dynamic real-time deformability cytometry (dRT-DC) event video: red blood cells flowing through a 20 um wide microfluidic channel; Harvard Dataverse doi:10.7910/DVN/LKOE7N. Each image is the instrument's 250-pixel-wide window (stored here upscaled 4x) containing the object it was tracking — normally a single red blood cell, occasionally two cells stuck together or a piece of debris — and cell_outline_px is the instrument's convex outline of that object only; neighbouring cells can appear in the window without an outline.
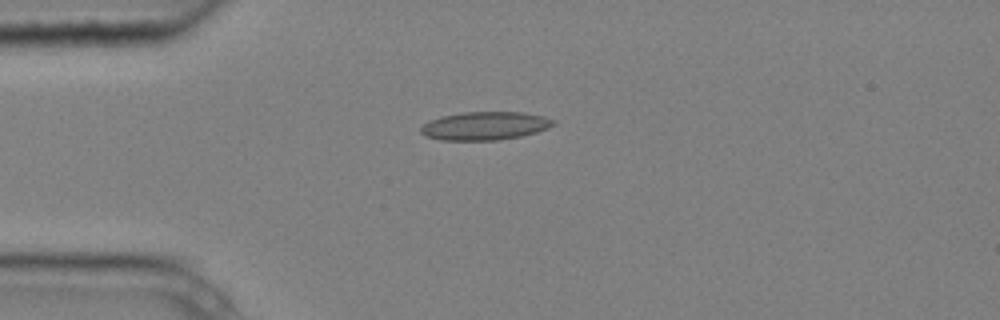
{"species": "common noctule bat (a hibernating species)", "species_latin": "Nyctalus noctula", "temperature_condition": "cold", "stored_images_in_passage": 3, "camera_frame_rate_fps": 3000, "um_per_image_px": 0.085, "animal": {"sex": "male", "body_mass_g": 20.4}, "frame": {"image": 1, "passage_image": 1, "time_ms": 0.0, "image_size_px": [1000, 320], "cell_outline_px": [[556, 124], [548, 128], [536, 132], [520, 136], [500, 140], [440, 140], [424, 136], [420, 132], [420, 128], [428, 120], [440, 116], [464, 112], [524, 112], [544, 116], [556, 120]], "centroid_in_image_um": [41.21, 10.69], "position_along_channel_um": 43.8, "area_um2": 22.08}}
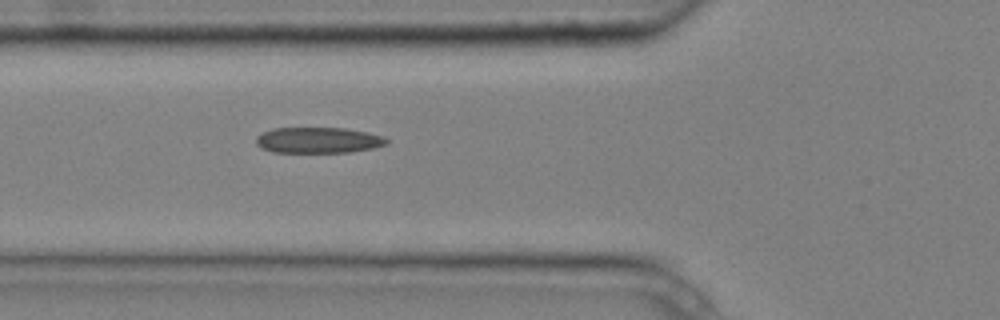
{"frame": {"image": 2, "passage_image": 3, "time_ms": 0.667, "image_size_px": [1000, 320], "cell_outline_px": [[388, 144], [372, 148], [348, 152], [272, 152], [260, 148], [256, 144], [256, 136], [272, 128], [344, 128], [368, 132], [384, 136], [388, 140]], "centroid_in_image_um": [27.04, 11.91], "position_along_channel_um": 98.8, "area_um2": 19.71}}